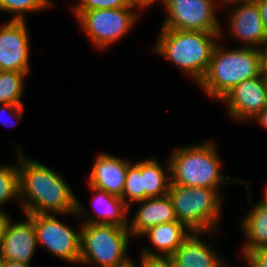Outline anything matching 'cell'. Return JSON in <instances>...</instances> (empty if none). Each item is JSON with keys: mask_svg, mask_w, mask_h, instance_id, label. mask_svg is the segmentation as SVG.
Returning a JSON list of instances; mask_svg holds the SVG:
<instances>
[{"mask_svg": "<svg viewBox=\"0 0 267 267\" xmlns=\"http://www.w3.org/2000/svg\"><path fill=\"white\" fill-rule=\"evenodd\" d=\"M168 196L178 221L192 232L217 231L223 198L215 189L170 184Z\"/></svg>", "mask_w": 267, "mask_h": 267, "instance_id": "cell-5", "label": "cell"}, {"mask_svg": "<svg viewBox=\"0 0 267 267\" xmlns=\"http://www.w3.org/2000/svg\"><path fill=\"white\" fill-rule=\"evenodd\" d=\"M235 121H251L267 105V89L262 74L244 80L221 100Z\"/></svg>", "mask_w": 267, "mask_h": 267, "instance_id": "cell-11", "label": "cell"}, {"mask_svg": "<svg viewBox=\"0 0 267 267\" xmlns=\"http://www.w3.org/2000/svg\"><path fill=\"white\" fill-rule=\"evenodd\" d=\"M217 43L207 71L197 84L209 98L220 101L244 80L259 76L262 71L261 49L254 47L224 49Z\"/></svg>", "mask_w": 267, "mask_h": 267, "instance_id": "cell-2", "label": "cell"}, {"mask_svg": "<svg viewBox=\"0 0 267 267\" xmlns=\"http://www.w3.org/2000/svg\"><path fill=\"white\" fill-rule=\"evenodd\" d=\"M257 1L258 0H221L219 3H222V5H220L222 7H223V5L224 6L226 5L228 7L230 5V6L234 7L235 3H237V4H239V3H253V2H257ZM232 4H234V5H232Z\"/></svg>", "mask_w": 267, "mask_h": 267, "instance_id": "cell-33", "label": "cell"}, {"mask_svg": "<svg viewBox=\"0 0 267 267\" xmlns=\"http://www.w3.org/2000/svg\"><path fill=\"white\" fill-rule=\"evenodd\" d=\"M263 202L267 204V185H265L264 193H263V199H261Z\"/></svg>", "mask_w": 267, "mask_h": 267, "instance_id": "cell-39", "label": "cell"}, {"mask_svg": "<svg viewBox=\"0 0 267 267\" xmlns=\"http://www.w3.org/2000/svg\"><path fill=\"white\" fill-rule=\"evenodd\" d=\"M168 160L171 184L211 188L218 192L221 183L229 184L230 176L220 173L221 158L212 141L179 147Z\"/></svg>", "mask_w": 267, "mask_h": 267, "instance_id": "cell-4", "label": "cell"}, {"mask_svg": "<svg viewBox=\"0 0 267 267\" xmlns=\"http://www.w3.org/2000/svg\"><path fill=\"white\" fill-rule=\"evenodd\" d=\"M27 75L18 71H0V104L21 105L24 94V80Z\"/></svg>", "mask_w": 267, "mask_h": 267, "instance_id": "cell-21", "label": "cell"}, {"mask_svg": "<svg viewBox=\"0 0 267 267\" xmlns=\"http://www.w3.org/2000/svg\"><path fill=\"white\" fill-rule=\"evenodd\" d=\"M158 1L159 0H134L137 6L141 9H146L148 6H151V4L153 5L155 2H158ZM160 1L163 4L166 0H160Z\"/></svg>", "mask_w": 267, "mask_h": 267, "instance_id": "cell-32", "label": "cell"}, {"mask_svg": "<svg viewBox=\"0 0 267 267\" xmlns=\"http://www.w3.org/2000/svg\"><path fill=\"white\" fill-rule=\"evenodd\" d=\"M141 260L140 264L138 265L137 263H135L132 259H129L126 263L116 266V267H142V257H140Z\"/></svg>", "mask_w": 267, "mask_h": 267, "instance_id": "cell-36", "label": "cell"}, {"mask_svg": "<svg viewBox=\"0 0 267 267\" xmlns=\"http://www.w3.org/2000/svg\"><path fill=\"white\" fill-rule=\"evenodd\" d=\"M165 165L163 167L155 158H148L142 161L145 199L167 195L171 184L169 160Z\"/></svg>", "mask_w": 267, "mask_h": 267, "instance_id": "cell-20", "label": "cell"}, {"mask_svg": "<svg viewBox=\"0 0 267 267\" xmlns=\"http://www.w3.org/2000/svg\"><path fill=\"white\" fill-rule=\"evenodd\" d=\"M205 232H192L168 258L173 267H226L212 246L200 239Z\"/></svg>", "mask_w": 267, "mask_h": 267, "instance_id": "cell-17", "label": "cell"}, {"mask_svg": "<svg viewBox=\"0 0 267 267\" xmlns=\"http://www.w3.org/2000/svg\"><path fill=\"white\" fill-rule=\"evenodd\" d=\"M221 36L222 32L162 28L153 52L178 66L198 84L207 71L214 47Z\"/></svg>", "mask_w": 267, "mask_h": 267, "instance_id": "cell-3", "label": "cell"}, {"mask_svg": "<svg viewBox=\"0 0 267 267\" xmlns=\"http://www.w3.org/2000/svg\"><path fill=\"white\" fill-rule=\"evenodd\" d=\"M215 0H166L162 28L223 32L216 15Z\"/></svg>", "mask_w": 267, "mask_h": 267, "instance_id": "cell-9", "label": "cell"}, {"mask_svg": "<svg viewBox=\"0 0 267 267\" xmlns=\"http://www.w3.org/2000/svg\"><path fill=\"white\" fill-rule=\"evenodd\" d=\"M229 34L241 40L246 47L261 49L267 42L260 10L256 2L235 4L228 16ZM258 46V47H257Z\"/></svg>", "mask_w": 267, "mask_h": 267, "instance_id": "cell-12", "label": "cell"}, {"mask_svg": "<svg viewBox=\"0 0 267 267\" xmlns=\"http://www.w3.org/2000/svg\"><path fill=\"white\" fill-rule=\"evenodd\" d=\"M50 0H0V12L13 14L11 20L25 21V14L48 9Z\"/></svg>", "mask_w": 267, "mask_h": 267, "instance_id": "cell-24", "label": "cell"}, {"mask_svg": "<svg viewBox=\"0 0 267 267\" xmlns=\"http://www.w3.org/2000/svg\"><path fill=\"white\" fill-rule=\"evenodd\" d=\"M261 74L263 76V79H264V82H265V86H266V89H267V70H262Z\"/></svg>", "mask_w": 267, "mask_h": 267, "instance_id": "cell-38", "label": "cell"}, {"mask_svg": "<svg viewBox=\"0 0 267 267\" xmlns=\"http://www.w3.org/2000/svg\"><path fill=\"white\" fill-rule=\"evenodd\" d=\"M142 267H173L168 259L142 258Z\"/></svg>", "mask_w": 267, "mask_h": 267, "instance_id": "cell-28", "label": "cell"}, {"mask_svg": "<svg viewBox=\"0 0 267 267\" xmlns=\"http://www.w3.org/2000/svg\"><path fill=\"white\" fill-rule=\"evenodd\" d=\"M254 205L252 211L242 218L241 227L246 236V242L243 245L242 252L248 254L250 251L267 247V204L262 200L259 203H251Z\"/></svg>", "mask_w": 267, "mask_h": 267, "instance_id": "cell-19", "label": "cell"}, {"mask_svg": "<svg viewBox=\"0 0 267 267\" xmlns=\"http://www.w3.org/2000/svg\"><path fill=\"white\" fill-rule=\"evenodd\" d=\"M20 206L24 214L75 215L77 198L53 169L25 156L17 148Z\"/></svg>", "mask_w": 267, "mask_h": 267, "instance_id": "cell-1", "label": "cell"}, {"mask_svg": "<svg viewBox=\"0 0 267 267\" xmlns=\"http://www.w3.org/2000/svg\"><path fill=\"white\" fill-rule=\"evenodd\" d=\"M121 198L123 199L125 205L129 208V211L133 203L145 200V189L143 188L142 176V160L136 164L130 163L128 165L125 185Z\"/></svg>", "mask_w": 267, "mask_h": 267, "instance_id": "cell-22", "label": "cell"}, {"mask_svg": "<svg viewBox=\"0 0 267 267\" xmlns=\"http://www.w3.org/2000/svg\"><path fill=\"white\" fill-rule=\"evenodd\" d=\"M192 231L180 221L158 224L150 227L140 235L148 236L151 244L157 252L148 247L141 251L142 258L146 259H168L177 248L190 236Z\"/></svg>", "mask_w": 267, "mask_h": 267, "instance_id": "cell-16", "label": "cell"}, {"mask_svg": "<svg viewBox=\"0 0 267 267\" xmlns=\"http://www.w3.org/2000/svg\"><path fill=\"white\" fill-rule=\"evenodd\" d=\"M5 258L2 256L1 254V250H0V267H4L5 265Z\"/></svg>", "mask_w": 267, "mask_h": 267, "instance_id": "cell-40", "label": "cell"}, {"mask_svg": "<svg viewBox=\"0 0 267 267\" xmlns=\"http://www.w3.org/2000/svg\"><path fill=\"white\" fill-rule=\"evenodd\" d=\"M122 7H138L134 0H79L72 6L73 11H89L95 9H115Z\"/></svg>", "mask_w": 267, "mask_h": 267, "instance_id": "cell-25", "label": "cell"}, {"mask_svg": "<svg viewBox=\"0 0 267 267\" xmlns=\"http://www.w3.org/2000/svg\"><path fill=\"white\" fill-rule=\"evenodd\" d=\"M247 255L260 267H267V247L254 249Z\"/></svg>", "mask_w": 267, "mask_h": 267, "instance_id": "cell-27", "label": "cell"}, {"mask_svg": "<svg viewBox=\"0 0 267 267\" xmlns=\"http://www.w3.org/2000/svg\"><path fill=\"white\" fill-rule=\"evenodd\" d=\"M23 107H24L23 104H21V105L7 104V103L0 104V120H1L2 124L6 126V124H5L6 121L4 120V118L1 117L2 113H4V112L7 114L6 117H8L9 119L12 118V120L14 119V121L16 119V122L19 123L20 119H21V115H22L23 110H24ZM10 121L11 120H9V122ZM16 122L14 124L12 123L11 125L15 126L17 124ZM7 126L10 127V125H7Z\"/></svg>", "mask_w": 267, "mask_h": 267, "instance_id": "cell-26", "label": "cell"}, {"mask_svg": "<svg viewBox=\"0 0 267 267\" xmlns=\"http://www.w3.org/2000/svg\"><path fill=\"white\" fill-rule=\"evenodd\" d=\"M257 121L264 129H267V105L251 121Z\"/></svg>", "mask_w": 267, "mask_h": 267, "instance_id": "cell-31", "label": "cell"}, {"mask_svg": "<svg viewBox=\"0 0 267 267\" xmlns=\"http://www.w3.org/2000/svg\"><path fill=\"white\" fill-rule=\"evenodd\" d=\"M13 198L20 200L18 163L0 166V209Z\"/></svg>", "mask_w": 267, "mask_h": 267, "instance_id": "cell-23", "label": "cell"}, {"mask_svg": "<svg viewBox=\"0 0 267 267\" xmlns=\"http://www.w3.org/2000/svg\"><path fill=\"white\" fill-rule=\"evenodd\" d=\"M93 192L92 208L94 215H88L84 206L77 198L76 215L83 216L82 223L90 224H112L120 227H128L129 208L123 202V199L105 191L98 190L89 185ZM85 209V210H84ZM90 216V217H89Z\"/></svg>", "mask_w": 267, "mask_h": 267, "instance_id": "cell-14", "label": "cell"}, {"mask_svg": "<svg viewBox=\"0 0 267 267\" xmlns=\"http://www.w3.org/2000/svg\"><path fill=\"white\" fill-rule=\"evenodd\" d=\"M129 160L99 153L88 177V185L117 197H122Z\"/></svg>", "mask_w": 267, "mask_h": 267, "instance_id": "cell-15", "label": "cell"}, {"mask_svg": "<svg viewBox=\"0 0 267 267\" xmlns=\"http://www.w3.org/2000/svg\"><path fill=\"white\" fill-rule=\"evenodd\" d=\"M131 234L128 227L112 224H81L79 264L116 267L126 263Z\"/></svg>", "mask_w": 267, "mask_h": 267, "instance_id": "cell-6", "label": "cell"}, {"mask_svg": "<svg viewBox=\"0 0 267 267\" xmlns=\"http://www.w3.org/2000/svg\"><path fill=\"white\" fill-rule=\"evenodd\" d=\"M263 46H266V47L264 49L261 48L262 70H267V42Z\"/></svg>", "mask_w": 267, "mask_h": 267, "instance_id": "cell-35", "label": "cell"}, {"mask_svg": "<svg viewBox=\"0 0 267 267\" xmlns=\"http://www.w3.org/2000/svg\"><path fill=\"white\" fill-rule=\"evenodd\" d=\"M243 257H244V259L247 260V263H248L249 267H260L247 254L243 253Z\"/></svg>", "mask_w": 267, "mask_h": 267, "instance_id": "cell-37", "label": "cell"}, {"mask_svg": "<svg viewBox=\"0 0 267 267\" xmlns=\"http://www.w3.org/2000/svg\"><path fill=\"white\" fill-rule=\"evenodd\" d=\"M139 7L73 11L80 27L97 49H105L119 41L140 19Z\"/></svg>", "mask_w": 267, "mask_h": 267, "instance_id": "cell-7", "label": "cell"}, {"mask_svg": "<svg viewBox=\"0 0 267 267\" xmlns=\"http://www.w3.org/2000/svg\"><path fill=\"white\" fill-rule=\"evenodd\" d=\"M25 221L13 223L7 227L0 250L5 260L30 264L38 247L33 221L25 215Z\"/></svg>", "mask_w": 267, "mask_h": 267, "instance_id": "cell-13", "label": "cell"}, {"mask_svg": "<svg viewBox=\"0 0 267 267\" xmlns=\"http://www.w3.org/2000/svg\"><path fill=\"white\" fill-rule=\"evenodd\" d=\"M256 3L260 10L264 30L267 32V0H258Z\"/></svg>", "mask_w": 267, "mask_h": 267, "instance_id": "cell-30", "label": "cell"}, {"mask_svg": "<svg viewBox=\"0 0 267 267\" xmlns=\"http://www.w3.org/2000/svg\"><path fill=\"white\" fill-rule=\"evenodd\" d=\"M135 204L140 206L133 216L134 218L128 220L131 237H140L142 233L152 226L178 221L168 194L161 197L147 198Z\"/></svg>", "mask_w": 267, "mask_h": 267, "instance_id": "cell-18", "label": "cell"}, {"mask_svg": "<svg viewBox=\"0 0 267 267\" xmlns=\"http://www.w3.org/2000/svg\"><path fill=\"white\" fill-rule=\"evenodd\" d=\"M10 222L11 219L9 218V215L4 209H0V245Z\"/></svg>", "mask_w": 267, "mask_h": 267, "instance_id": "cell-29", "label": "cell"}, {"mask_svg": "<svg viewBox=\"0 0 267 267\" xmlns=\"http://www.w3.org/2000/svg\"><path fill=\"white\" fill-rule=\"evenodd\" d=\"M57 214H27L33 221L37 244L53 256L69 263H78L81 254V228L74 229L60 221Z\"/></svg>", "mask_w": 267, "mask_h": 267, "instance_id": "cell-8", "label": "cell"}, {"mask_svg": "<svg viewBox=\"0 0 267 267\" xmlns=\"http://www.w3.org/2000/svg\"><path fill=\"white\" fill-rule=\"evenodd\" d=\"M30 33L26 21L9 20L0 27V71L30 72Z\"/></svg>", "mask_w": 267, "mask_h": 267, "instance_id": "cell-10", "label": "cell"}, {"mask_svg": "<svg viewBox=\"0 0 267 267\" xmlns=\"http://www.w3.org/2000/svg\"><path fill=\"white\" fill-rule=\"evenodd\" d=\"M4 267H32V266L26 263L6 260Z\"/></svg>", "mask_w": 267, "mask_h": 267, "instance_id": "cell-34", "label": "cell"}]
</instances>
